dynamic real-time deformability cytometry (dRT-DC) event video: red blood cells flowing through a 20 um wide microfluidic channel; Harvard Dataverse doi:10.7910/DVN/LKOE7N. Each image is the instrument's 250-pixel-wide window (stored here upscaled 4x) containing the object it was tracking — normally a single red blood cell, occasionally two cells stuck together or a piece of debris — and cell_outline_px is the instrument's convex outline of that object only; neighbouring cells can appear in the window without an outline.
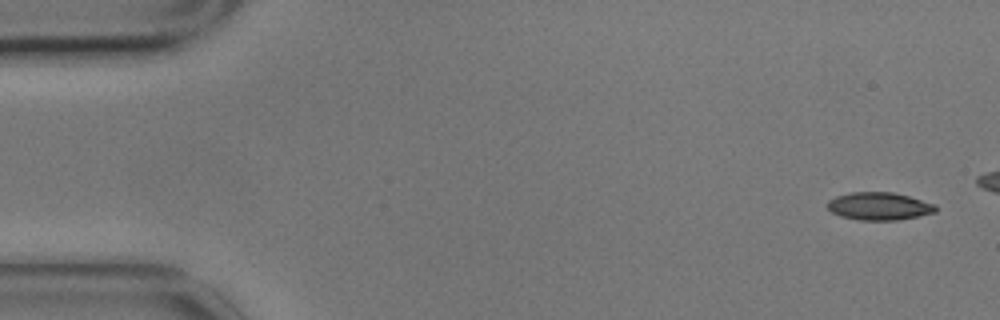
{"species": "common noctule bat (a hibernating species)", "species_latin": "Nyctalus noctula", "temperature_condition": "cold", "stored_images_in_passage": 6, "camera_frame_rate_fps": 3000, "um_per_image_px": 0.085, "animal": {"sex": "male", "body_mass_g": 17.9}, "frame": {"image": 1, "passage_image": 1, "time_ms": 0.0, "image_size_px": [1000, 320], "cell_outline_px": [[936, 212], [896, 220], [860, 220], [840, 216], [832, 212], [828, 208], [828, 200], [836, 196], [852, 192], [892, 192], [908, 196], [936, 204]], "centroid_in_image_um": [74.72, 17.52], "position_along_channel_um": 10.3, "area_um2": 17.34}}
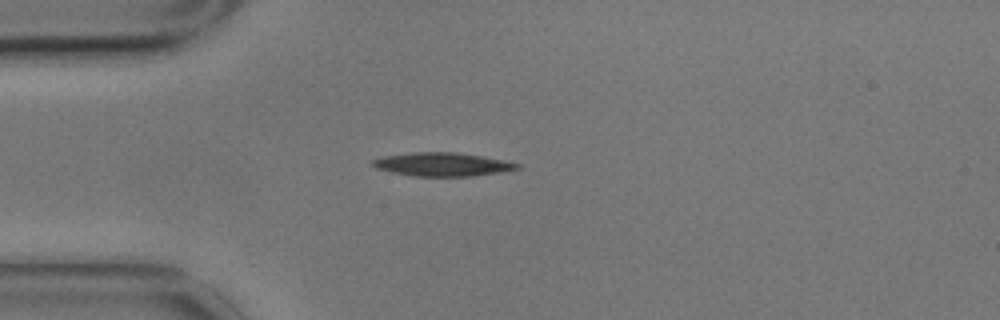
{"frame": {"image": 2, "passage_image": 3, "time_ms": 0.667, "image_size_px": [1000, 320], "cell_outline_px": [[520, 168], [500, 172], [472, 176], [412, 176], [392, 172], [376, 168], [372, 164], [372, 160], [380, 156], [412, 152], [456, 152], [504, 160], [520, 164]], "centroid_in_image_um": [37.56, 13.96], "position_along_channel_um": 47.4, "area_um2": 19.77}}